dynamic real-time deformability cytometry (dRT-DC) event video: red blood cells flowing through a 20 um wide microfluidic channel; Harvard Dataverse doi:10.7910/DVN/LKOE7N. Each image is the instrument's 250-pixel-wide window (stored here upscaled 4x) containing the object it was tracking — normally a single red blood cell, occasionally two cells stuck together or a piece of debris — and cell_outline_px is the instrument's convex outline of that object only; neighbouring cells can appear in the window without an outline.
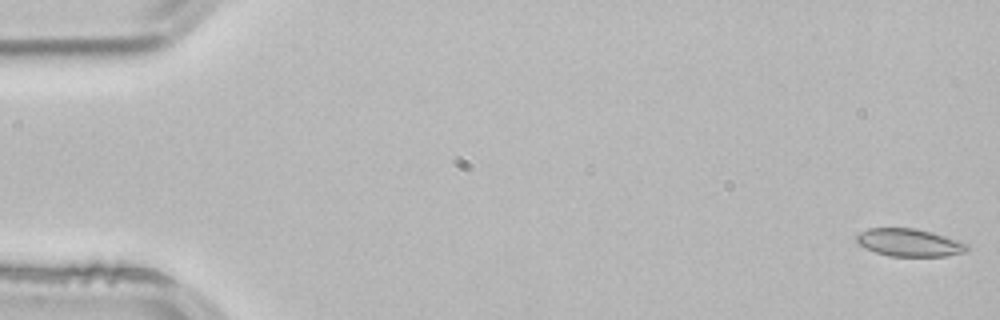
{"species": "common noctule bat (a hibernating species)", "species_latin": "Nyctalus noctula", "temperature_condition": "room temperature", "stored_images_in_passage": 5, "camera_frame_rate_fps": 3000, "um_per_image_px": 0.085, "animal": {"sex": "male", "body_mass_g": 21.5, "forearm_length_mm": 52.0}, "frame": {"image": 1, "passage_image": 1, "time_ms": 0.0, "image_size_px": [1000, 320], "cell_outline_px": [[968, 248], [964, 252], [944, 256], [888, 256], [876, 252], [860, 244], [856, 240], [856, 236], [860, 232], [868, 228], [916, 228], [932, 232], [968, 244]], "centroid_in_image_um": [77.28, 20.61], "position_along_channel_um": 7.7, "area_um2": 17.57}}